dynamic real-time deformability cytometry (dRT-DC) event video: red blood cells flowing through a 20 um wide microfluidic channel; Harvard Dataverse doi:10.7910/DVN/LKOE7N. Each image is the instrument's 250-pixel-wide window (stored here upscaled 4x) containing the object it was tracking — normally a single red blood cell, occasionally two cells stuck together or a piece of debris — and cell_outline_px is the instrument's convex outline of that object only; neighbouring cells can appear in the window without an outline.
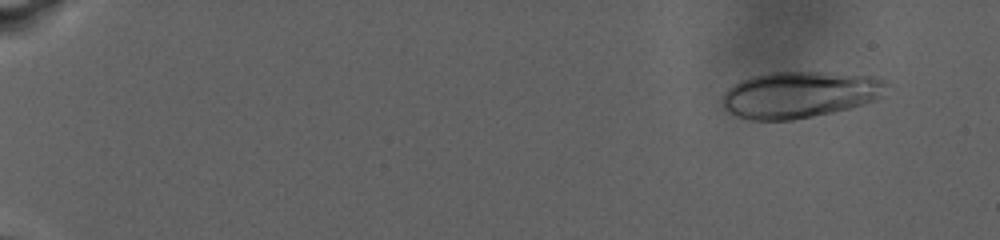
{"species": "human", "species_latin": "Homo sapiens", "temperature_condition": "warm", "stored_images_in_passage": 12, "camera_frame_rate_fps": 3000, "um_per_image_px": 0.085, "donor": {"sex": "male"}, "frame": {"image": 1, "passage_image": 3, "time_ms": 1.667, "image_size_px": [1000, 240], "cell_outline_px": [[884, 84], [880, 96], [876, 100], [864, 104], [832, 112], [792, 120], [752, 120], [736, 116], [724, 108], [724, 92], [728, 88], [740, 80], [752, 76], [772, 72], [828, 72], [872, 76], [884, 80]], "centroid_in_image_um": [67.93, 8.04], "position_along_channel_um": 17.1, "area_um2": 44.04}}